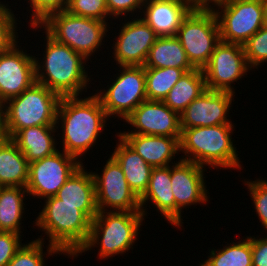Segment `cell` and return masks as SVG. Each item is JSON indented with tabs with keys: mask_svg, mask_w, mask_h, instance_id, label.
Returning a JSON list of instances; mask_svg holds the SVG:
<instances>
[{
	"mask_svg": "<svg viewBox=\"0 0 267 266\" xmlns=\"http://www.w3.org/2000/svg\"><path fill=\"white\" fill-rule=\"evenodd\" d=\"M125 122L134 127V131H120L118 134L181 137L180 115L163 101L142 102L126 118Z\"/></svg>",
	"mask_w": 267,
	"mask_h": 266,
	"instance_id": "obj_16",
	"label": "cell"
},
{
	"mask_svg": "<svg viewBox=\"0 0 267 266\" xmlns=\"http://www.w3.org/2000/svg\"><path fill=\"white\" fill-rule=\"evenodd\" d=\"M204 167L180 160L171 166V187L175 198V227L182 226L181 212L187 206L208 202Z\"/></svg>",
	"mask_w": 267,
	"mask_h": 266,
	"instance_id": "obj_14",
	"label": "cell"
},
{
	"mask_svg": "<svg viewBox=\"0 0 267 266\" xmlns=\"http://www.w3.org/2000/svg\"><path fill=\"white\" fill-rule=\"evenodd\" d=\"M265 24H267V4H266V12H265Z\"/></svg>",
	"mask_w": 267,
	"mask_h": 266,
	"instance_id": "obj_42",
	"label": "cell"
},
{
	"mask_svg": "<svg viewBox=\"0 0 267 266\" xmlns=\"http://www.w3.org/2000/svg\"><path fill=\"white\" fill-rule=\"evenodd\" d=\"M141 19L158 37L176 36L190 9L185 0H145Z\"/></svg>",
	"mask_w": 267,
	"mask_h": 266,
	"instance_id": "obj_19",
	"label": "cell"
},
{
	"mask_svg": "<svg viewBox=\"0 0 267 266\" xmlns=\"http://www.w3.org/2000/svg\"><path fill=\"white\" fill-rule=\"evenodd\" d=\"M252 266H267V235L265 238L251 237Z\"/></svg>",
	"mask_w": 267,
	"mask_h": 266,
	"instance_id": "obj_39",
	"label": "cell"
},
{
	"mask_svg": "<svg viewBox=\"0 0 267 266\" xmlns=\"http://www.w3.org/2000/svg\"><path fill=\"white\" fill-rule=\"evenodd\" d=\"M29 162L9 139L0 147V187H24L28 183Z\"/></svg>",
	"mask_w": 267,
	"mask_h": 266,
	"instance_id": "obj_26",
	"label": "cell"
},
{
	"mask_svg": "<svg viewBox=\"0 0 267 266\" xmlns=\"http://www.w3.org/2000/svg\"><path fill=\"white\" fill-rule=\"evenodd\" d=\"M122 71L107 90H99V98L106 115H116L123 120L144 101L146 96V79L144 66H118Z\"/></svg>",
	"mask_w": 267,
	"mask_h": 266,
	"instance_id": "obj_10",
	"label": "cell"
},
{
	"mask_svg": "<svg viewBox=\"0 0 267 266\" xmlns=\"http://www.w3.org/2000/svg\"><path fill=\"white\" fill-rule=\"evenodd\" d=\"M8 6L0 2V53L9 50L15 43H17L18 31L17 20L14 13ZM17 35V36H16Z\"/></svg>",
	"mask_w": 267,
	"mask_h": 266,
	"instance_id": "obj_34",
	"label": "cell"
},
{
	"mask_svg": "<svg viewBox=\"0 0 267 266\" xmlns=\"http://www.w3.org/2000/svg\"><path fill=\"white\" fill-rule=\"evenodd\" d=\"M190 11L214 12L217 7H222L228 0H185ZM214 5L212 7V5Z\"/></svg>",
	"mask_w": 267,
	"mask_h": 266,
	"instance_id": "obj_40",
	"label": "cell"
},
{
	"mask_svg": "<svg viewBox=\"0 0 267 266\" xmlns=\"http://www.w3.org/2000/svg\"><path fill=\"white\" fill-rule=\"evenodd\" d=\"M106 118L108 116L95 94L84 99L78 96L62 97L57 110L56 127H60V122L63 151L77 160L87 154L104 130Z\"/></svg>",
	"mask_w": 267,
	"mask_h": 266,
	"instance_id": "obj_1",
	"label": "cell"
},
{
	"mask_svg": "<svg viewBox=\"0 0 267 266\" xmlns=\"http://www.w3.org/2000/svg\"><path fill=\"white\" fill-rule=\"evenodd\" d=\"M125 20L112 49L118 66H144L149 50L158 38L155 31L142 19ZM133 20V21H132Z\"/></svg>",
	"mask_w": 267,
	"mask_h": 266,
	"instance_id": "obj_17",
	"label": "cell"
},
{
	"mask_svg": "<svg viewBox=\"0 0 267 266\" xmlns=\"http://www.w3.org/2000/svg\"><path fill=\"white\" fill-rule=\"evenodd\" d=\"M243 48L250 69L261 66L265 61L267 63V24L250 37Z\"/></svg>",
	"mask_w": 267,
	"mask_h": 266,
	"instance_id": "obj_31",
	"label": "cell"
},
{
	"mask_svg": "<svg viewBox=\"0 0 267 266\" xmlns=\"http://www.w3.org/2000/svg\"><path fill=\"white\" fill-rule=\"evenodd\" d=\"M108 22L85 18L67 12L58 11L48 15L40 24L30 27L43 26L45 32L59 43L69 46L89 59L101 47L103 38L110 28Z\"/></svg>",
	"mask_w": 267,
	"mask_h": 266,
	"instance_id": "obj_7",
	"label": "cell"
},
{
	"mask_svg": "<svg viewBox=\"0 0 267 266\" xmlns=\"http://www.w3.org/2000/svg\"><path fill=\"white\" fill-rule=\"evenodd\" d=\"M209 254L205 266H252L251 236Z\"/></svg>",
	"mask_w": 267,
	"mask_h": 266,
	"instance_id": "obj_30",
	"label": "cell"
},
{
	"mask_svg": "<svg viewBox=\"0 0 267 266\" xmlns=\"http://www.w3.org/2000/svg\"><path fill=\"white\" fill-rule=\"evenodd\" d=\"M233 128V124L181 128L180 151L185 154L182 160L214 169H241L231 135Z\"/></svg>",
	"mask_w": 267,
	"mask_h": 266,
	"instance_id": "obj_4",
	"label": "cell"
},
{
	"mask_svg": "<svg viewBox=\"0 0 267 266\" xmlns=\"http://www.w3.org/2000/svg\"><path fill=\"white\" fill-rule=\"evenodd\" d=\"M202 70L207 89L234 94L235 90L231 84L247 75L251 69L247 64L243 45L220 41Z\"/></svg>",
	"mask_w": 267,
	"mask_h": 266,
	"instance_id": "obj_13",
	"label": "cell"
},
{
	"mask_svg": "<svg viewBox=\"0 0 267 266\" xmlns=\"http://www.w3.org/2000/svg\"><path fill=\"white\" fill-rule=\"evenodd\" d=\"M82 159L62 151L29 163L28 195L37 198L55 196L72 173L82 164Z\"/></svg>",
	"mask_w": 267,
	"mask_h": 266,
	"instance_id": "obj_12",
	"label": "cell"
},
{
	"mask_svg": "<svg viewBox=\"0 0 267 266\" xmlns=\"http://www.w3.org/2000/svg\"><path fill=\"white\" fill-rule=\"evenodd\" d=\"M190 63L203 69L220 42L219 25L214 12L190 11L176 34Z\"/></svg>",
	"mask_w": 267,
	"mask_h": 266,
	"instance_id": "obj_8",
	"label": "cell"
},
{
	"mask_svg": "<svg viewBox=\"0 0 267 266\" xmlns=\"http://www.w3.org/2000/svg\"><path fill=\"white\" fill-rule=\"evenodd\" d=\"M250 196L254 203V209L263 228L267 230V181L255 180L245 181Z\"/></svg>",
	"mask_w": 267,
	"mask_h": 266,
	"instance_id": "obj_35",
	"label": "cell"
},
{
	"mask_svg": "<svg viewBox=\"0 0 267 266\" xmlns=\"http://www.w3.org/2000/svg\"><path fill=\"white\" fill-rule=\"evenodd\" d=\"M44 33L47 42L44 61L39 63L35 57L36 82L61 97L80 96L85 88L87 90L90 82L84 66L88 60L69 46L57 42L46 32Z\"/></svg>",
	"mask_w": 267,
	"mask_h": 266,
	"instance_id": "obj_3",
	"label": "cell"
},
{
	"mask_svg": "<svg viewBox=\"0 0 267 266\" xmlns=\"http://www.w3.org/2000/svg\"><path fill=\"white\" fill-rule=\"evenodd\" d=\"M106 161L101 175L92 172L98 211L141 212L140 199L130 189L121 166L112 156Z\"/></svg>",
	"mask_w": 267,
	"mask_h": 266,
	"instance_id": "obj_11",
	"label": "cell"
},
{
	"mask_svg": "<svg viewBox=\"0 0 267 266\" xmlns=\"http://www.w3.org/2000/svg\"><path fill=\"white\" fill-rule=\"evenodd\" d=\"M206 90L204 72L202 69L195 68L183 74L163 102L180 115L194 99Z\"/></svg>",
	"mask_w": 267,
	"mask_h": 266,
	"instance_id": "obj_27",
	"label": "cell"
},
{
	"mask_svg": "<svg viewBox=\"0 0 267 266\" xmlns=\"http://www.w3.org/2000/svg\"><path fill=\"white\" fill-rule=\"evenodd\" d=\"M19 49L15 43L0 53V106L36 82L35 56Z\"/></svg>",
	"mask_w": 267,
	"mask_h": 266,
	"instance_id": "obj_15",
	"label": "cell"
},
{
	"mask_svg": "<svg viewBox=\"0 0 267 266\" xmlns=\"http://www.w3.org/2000/svg\"><path fill=\"white\" fill-rule=\"evenodd\" d=\"M30 1V2H29ZM69 0H28L31 9V25L40 24L48 15L66 10Z\"/></svg>",
	"mask_w": 267,
	"mask_h": 266,
	"instance_id": "obj_36",
	"label": "cell"
},
{
	"mask_svg": "<svg viewBox=\"0 0 267 266\" xmlns=\"http://www.w3.org/2000/svg\"><path fill=\"white\" fill-rule=\"evenodd\" d=\"M44 239L38 238L23 244L15 253L8 266H44Z\"/></svg>",
	"mask_w": 267,
	"mask_h": 266,
	"instance_id": "obj_32",
	"label": "cell"
},
{
	"mask_svg": "<svg viewBox=\"0 0 267 266\" xmlns=\"http://www.w3.org/2000/svg\"><path fill=\"white\" fill-rule=\"evenodd\" d=\"M145 0H106V7L109 12V18L128 16V13L137 12L139 9L142 10ZM138 9V10H137ZM127 13V14H126Z\"/></svg>",
	"mask_w": 267,
	"mask_h": 266,
	"instance_id": "obj_38",
	"label": "cell"
},
{
	"mask_svg": "<svg viewBox=\"0 0 267 266\" xmlns=\"http://www.w3.org/2000/svg\"><path fill=\"white\" fill-rule=\"evenodd\" d=\"M61 96L35 82L19 96L0 106L7 134L11 139L19 130L35 126H57Z\"/></svg>",
	"mask_w": 267,
	"mask_h": 266,
	"instance_id": "obj_5",
	"label": "cell"
},
{
	"mask_svg": "<svg viewBox=\"0 0 267 266\" xmlns=\"http://www.w3.org/2000/svg\"><path fill=\"white\" fill-rule=\"evenodd\" d=\"M144 67H174L185 72L195 69L176 36L158 37L149 50Z\"/></svg>",
	"mask_w": 267,
	"mask_h": 266,
	"instance_id": "obj_25",
	"label": "cell"
},
{
	"mask_svg": "<svg viewBox=\"0 0 267 266\" xmlns=\"http://www.w3.org/2000/svg\"><path fill=\"white\" fill-rule=\"evenodd\" d=\"M133 151L152 167L169 166L175 154L180 152V138L168 136L119 134ZM174 157V158H173Z\"/></svg>",
	"mask_w": 267,
	"mask_h": 266,
	"instance_id": "obj_20",
	"label": "cell"
},
{
	"mask_svg": "<svg viewBox=\"0 0 267 266\" xmlns=\"http://www.w3.org/2000/svg\"><path fill=\"white\" fill-rule=\"evenodd\" d=\"M35 225L47 234L48 256L59 254L74 257L88 240L92 221L81 206L63 203L56 196L45 198Z\"/></svg>",
	"mask_w": 267,
	"mask_h": 266,
	"instance_id": "obj_2",
	"label": "cell"
},
{
	"mask_svg": "<svg viewBox=\"0 0 267 266\" xmlns=\"http://www.w3.org/2000/svg\"><path fill=\"white\" fill-rule=\"evenodd\" d=\"M63 203L81 206V211L92 221L98 214L95 183L92 172L83 163L72 173L55 195Z\"/></svg>",
	"mask_w": 267,
	"mask_h": 266,
	"instance_id": "obj_21",
	"label": "cell"
},
{
	"mask_svg": "<svg viewBox=\"0 0 267 266\" xmlns=\"http://www.w3.org/2000/svg\"><path fill=\"white\" fill-rule=\"evenodd\" d=\"M66 11L85 18L108 21L106 0H69Z\"/></svg>",
	"mask_w": 267,
	"mask_h": 266,
	"instance_id": "obj_33",
	"label": "cell"
},
{
	"mask_svg": "<svg viewBox=\"0 0 267 266\" xmlns=\"http://www.w3.org/2000/svg\"><path fill=\"white\" fill-rule=\"evenodd\" d=\"M147 100L163 101L185 71L174 67H144Z\"/></svg>",
	"mask_w": 267,
	"mask_h": 266,
	"instance_id": "obj_29",
	"label": "cell"
},
{
	"mask_svg": "<svg viewBox=\"0 0 267 266\" xmlns=\"http://www.w3.org/2000/svg\"><path fill=\"white\" fill-rule=\"evenodd\" d=\"M27 194L24 187H0V231L22 233L23 200Z\"/></svg>",
	"mask_w": 267,
	"mask_h": 266,
	"instance_id": "obj_28",
	"label": "cell"
},
{
	"mask_svg": "<svg viewBox=\"0 0 267 266\" xmlns=\"http://www.w3.org/2000/svg\"><path fill=\"white\" fill-rule=\"evenodd\" d=\"M265 12L266 4L262 0H228L214 11L220 41L243 45L264 26Z\"/></svg>",
	"mask_w": 267,
	"mask_h": 266,
	"instance_id": "obj_9",
	"label": "cell"
},
{
	"mask_svg": "<svg viewBox=\"0 0 267 266\" xmlns=\"http://www.w3.org/2000/svg\"><path fill=\"white\" fill-rule=\"evenodd\" d=\"M20 236L12 231H0V266H8L16 251L23 245Z\"/></svg>",
	"mask_w": 267,
	"mask_h": 266,
	"instance_id": "obj_37",
	"label": "cell"
},
{
	"mask_svg": "<svg viewBox=\"0 0 267 266\" xmlns=\"http://www.w3.org/2000/svg\"><path fill=\"white\" fill-rule=\"evenodd\" d=\"M56 129V126L26 127L19 130L11 140L31 163L58 151L56 139L53 137Z\"/></svg>",
	"mask_w": 267,
	"mask_h": 266,
	"instance_id": "obj_24",
	"label": "cell"
},
{
	"mask_svg": "<svg viewBox=\"0 0 267 266\" xmlns=\"http://www.w3.org/2000/svg\"><path fill=\"white\" fill-rule=\"evenodd\" d=\"M144 218L142 212L98 211L92 220L88 240L75 257L96 244L100 246L98 257L102 259L128 252L140 234Z\"/></svg>",
	"mask_w": 267,
	"mask_h": 266,
	"instance_id": "obj_6",
	"label": "cell"
},
{
	"mask_svg": "<svg viewBox=\"0 0 267 266\" xmlns=\"http://www.w3.org/2000/svg\"><path fill=\"white\" fill-rule=\"evenodd\" d=\"M118 137L119 143L111 156L121 166L130 189L140 199L147 191L153 167Z\"/></svg>",
	"mask_w": 267,
	"mask_h": 266,
	"instance_id": "obj_23",
	"label": "cell"
},
{
	"mask_svg": "<svg viewBox=\"0 0 267 266\" xmlns=\"http://www.w3.org/2000/svg\"><path fill=\"white\" fill-rule=\"evenodd\" d=\"M151 200L157 211L175 226V198L171 187V167H153L147 191L140 198L141 212L146 215L144 204Z\"/></svg>",
	"mask_w": 267,
	"mask_h": 266,
	"instance_id": "obj_22",
	"label": "cell"
},
{
	"mask_svg": "<svg viewBox=\"0 0 267 266\" xmlns=\"http://www.w3.org/2000/svg\"><path fill=\"white\" fill-rule=\"evenodd\" d=\"M235 95L227 91L207 89L194 99L180 114V127H209L214 125L232 124L228 120V112Z\"/></svg>",
	"mask_w": 267,
	"mask_h": 266,
	"instance_id": "obj_18",
	"label": "cell"
},
{
	"mask_svg": "<svg viewBox=\"0 0 267 266\" xmlns=\"http://www.w3.org/2000/svg\"><path fill=\"white\" fill-rule=\"evenodd\" d=\"M9 136L7 134V129L5 127L2 115L0 113V147L9 140Z\"/></svg>",
	"mask_w": 267,
	"mask_h": 266,
	"instance_id": "obj_41",
	"label": "cell"
}]
</instances>
